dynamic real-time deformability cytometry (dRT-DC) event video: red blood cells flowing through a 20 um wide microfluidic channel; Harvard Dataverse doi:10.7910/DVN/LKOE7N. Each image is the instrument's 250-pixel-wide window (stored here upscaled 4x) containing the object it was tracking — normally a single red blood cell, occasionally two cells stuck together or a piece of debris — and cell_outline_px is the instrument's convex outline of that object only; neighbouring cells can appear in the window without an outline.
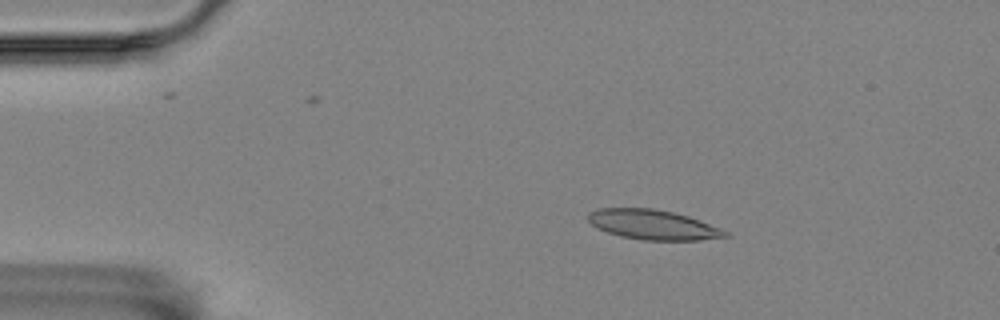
{"species": "Egyptian fruit bat (a non-hibernating species)", "species_latin": "Rousettus aegyptiacus", "temperature_condition": "room temperature", "stored_images_in_passage": 55, "camera_frame_rate_fps": 3000, "um_per_image_px": 0.085, "animal": {"sex": "female"}, "frame": {"image": 1, "passage_image": 9, "time_ms": 2.667, "image_size_px": [1000, 320], "cell_outline_px": [[732, 236], [700, 240], [644, 240], [620, 236], [608, 232], [592, 224], [588, 220], [588, 212], [596, 208], [652, 208], [672, 212], [688, 216], [700, 220], [720, 228], [728, 232]], "centroid_in_image_um": [55.52, 19.09], "position_along_channel_um": 29.5, "area_um2": 23.76}}
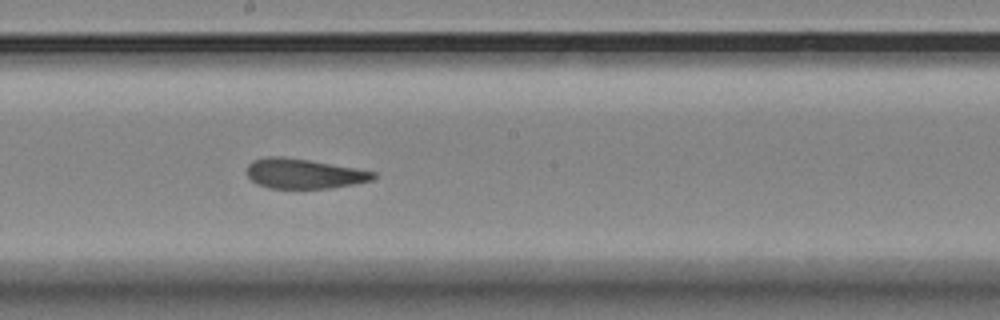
{"frame": {"image": 2, "passage_image": 30, "time_ms": 9.667, "image_size_px": [1000, 320], "cell_outline_px": [[376, 176], [372, 180], [332, 188], [268, 188], [256, 184], [248, 176], [248, 164], [252, 160], [268, 156], [284, 156], [308, 160], [376, 172]], "centroid_in_image_um": [25.79, 14.76], "position_along_channel_um": 222.4, "area_um2": 21.85}}
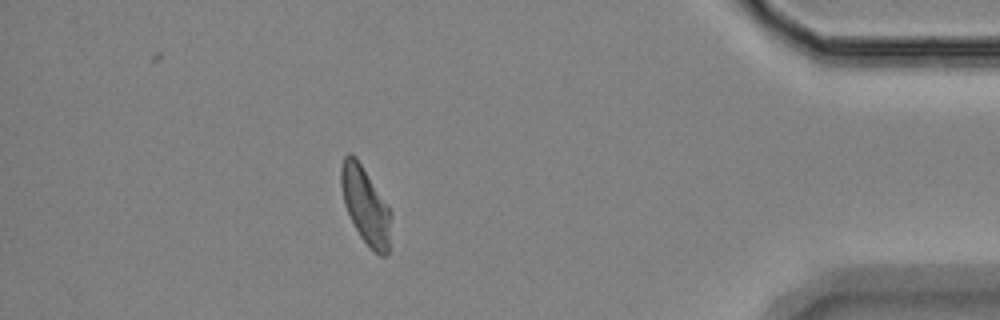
{"frame": {"image": 3, "passage_image": 49, "time_ms": 16.0, "image_size_px": [1000, 320], "cell_outline_px": [[392, 216], [388, 256], [380, 256], [360, 236], [344, 204], [340, 184], [340, 168], [344, 156], [348, 152], [352, 152], [356, 156], [392, 212]], "centroid_in_image_um": [31.07, 17.43], "position_along_channel_um": 404.1, "area_um2": 22.37}, "authors_computed_cell_mechanics": {"area_um2": 23.2934, "velocity_mm_per_s": 3.5256, "shape_relaxation_time_tau1_ms": 7.1939, "shape_relaxation_time_tau2_ms": 2.031, "deformation_change_tau1": 0.178, "deformation_change_tau2": 0.0873}}